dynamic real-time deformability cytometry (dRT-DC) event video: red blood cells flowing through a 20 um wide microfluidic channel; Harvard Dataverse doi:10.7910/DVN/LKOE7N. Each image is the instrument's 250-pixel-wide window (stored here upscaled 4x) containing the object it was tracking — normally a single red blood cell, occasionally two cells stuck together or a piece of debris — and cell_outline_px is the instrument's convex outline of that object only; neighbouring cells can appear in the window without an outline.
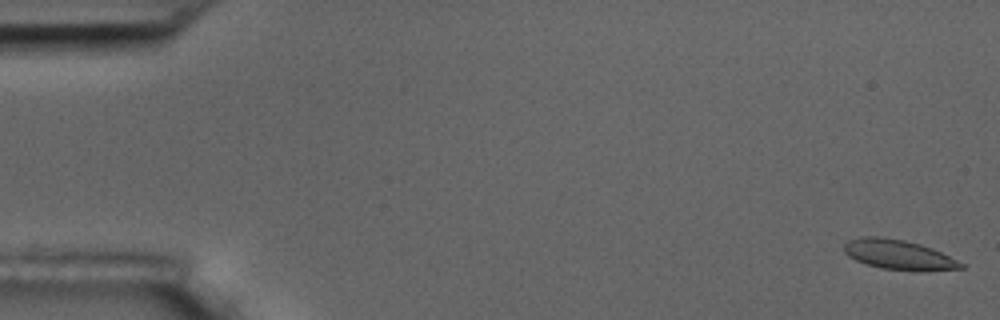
{"species": "common noctule bat (a hibernating species)", "species_latin": "Nyctalus noctula", "temperature_condition": "room temperature", "stored_images_in_passage": 6, "camera_frame_rate_fps": 3000, "um_per_image_px": 0.085, "animal": {"sex": "male", "body_mass_g": 17.5, "forearm_length_mm": 52.3}, "frame": {"image": 1, "passage_image": 1, "time_ms": 0.0, "image_size_px": [1000, 320], "cell_outline_px": [[964, 268], [920, 272], [880, 268], [856, 260], [848, 256], [844, 252], [844, 244], [848, 240], [860, 236], [880, 236], [904, 240], [920, 244], [932, 248], [964, 264]], "centroid_in_image_um": [76.36, 21.65], "position_along_channel_um": 8.6, "area_um2": 20.4}}
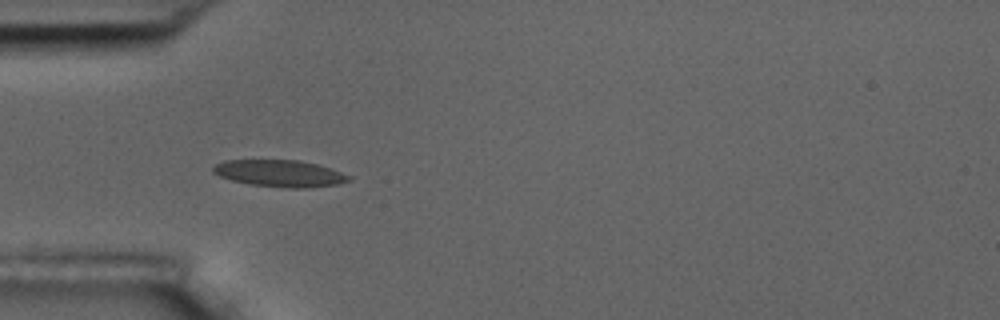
{"frame": {"image": 2, "passage_image": 5, "time_ms": 5.333, "image_size_px": [1000, 320], "cell_outline_px": [[352, 180], [340, 184], [312, 188], [288, 188], [252, 184], [232, 180], [220, 176], [212, 172], [212, 168], [216, 164], [224, 160], [300, 160], [316, 164], [352, 176]], "centroid_in_image_um": [23.82, 14.74], "position_along_channel_um": 61.2, "area_um2": 21.21}}